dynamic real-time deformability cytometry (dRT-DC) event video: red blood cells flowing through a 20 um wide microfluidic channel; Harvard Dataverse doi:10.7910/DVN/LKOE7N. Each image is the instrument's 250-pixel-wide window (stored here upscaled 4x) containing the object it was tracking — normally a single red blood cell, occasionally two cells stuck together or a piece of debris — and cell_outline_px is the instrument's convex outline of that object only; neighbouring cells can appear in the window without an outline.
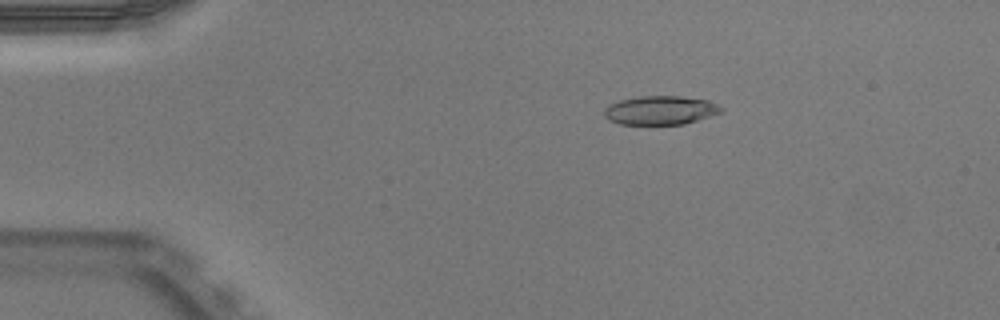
{"species": "Egyptian fruit bat (a non-hibernating species)", "species_latin": "Rousettus aegyptiacus", "temperature_condition": "warm", "stored_images_in_passage": 26, "camera_frame_rate_fps": 3000, "um_per_image_px": 0.085, "animal": {"sex": "male"}, "frame": {"image": 1, "passage_image": 1, "time_ms": 0.0, "image_size_px": [1000, 320], "cell_outline_px": [[724, 108], [720, 112], [684, 124], [620, 124], [608, 120], [604, 116], [604, 108], [608, 104], [620, 100], [640, 96], [680, 96], [708, 100]], "centroid_in_image_um": [56.08, 9.37], "position_along_channel_um": 28.9, "area_um2": 19.54}}
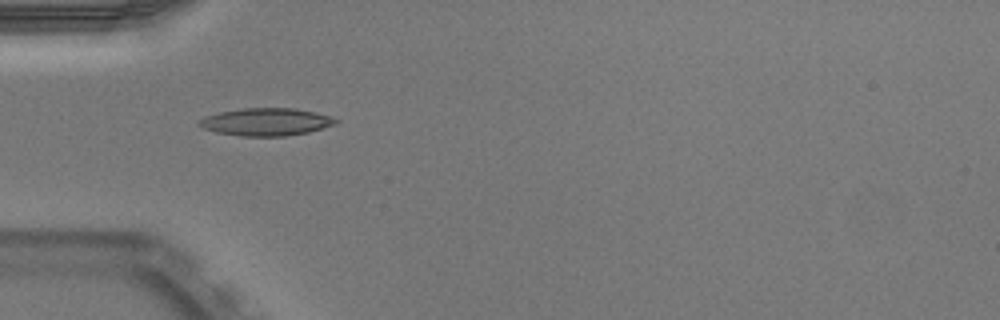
{"frame": {"image": 2, "passage_image": 8, "time_ms": 2.333, "image_size_px": [1000, 320], "cell_outline_px": [[340, 120], [336, 124], [308, 132], [284, 136], [240, 136], [216, 132], [204, 128], [196, 124], [204, 116], [220, 112], [244, 108], [296, 108], [316, 112], [332, 116]], "centroid_in_image_um": [22.64, 10.35], "position_along_channel_um": 62.4, "area_um2": 22.02}}
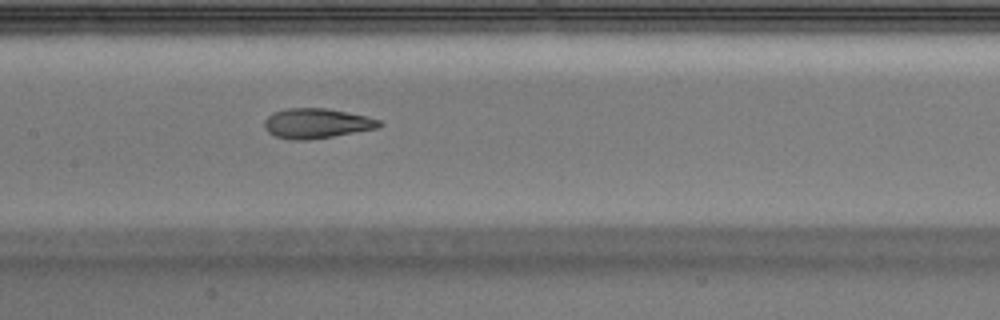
{"frame": {"image": 3, "passage_image": 17, "time_ms": 5.333, "image_size_px": [1000, 320], "cell_outline_px": [[384, 124], [380, 128], [308, 140], [292, 140], [276, 136], [268, 132], [264, 128], [264, 120], [268, 116], [276, 112], [288, 108], [324, 108], [368, 116], [380, 120]], "centroid_in_image_um": [26.94, 10.49], "position_along_channel_um": 180.5, "area_um2": 20.0}}